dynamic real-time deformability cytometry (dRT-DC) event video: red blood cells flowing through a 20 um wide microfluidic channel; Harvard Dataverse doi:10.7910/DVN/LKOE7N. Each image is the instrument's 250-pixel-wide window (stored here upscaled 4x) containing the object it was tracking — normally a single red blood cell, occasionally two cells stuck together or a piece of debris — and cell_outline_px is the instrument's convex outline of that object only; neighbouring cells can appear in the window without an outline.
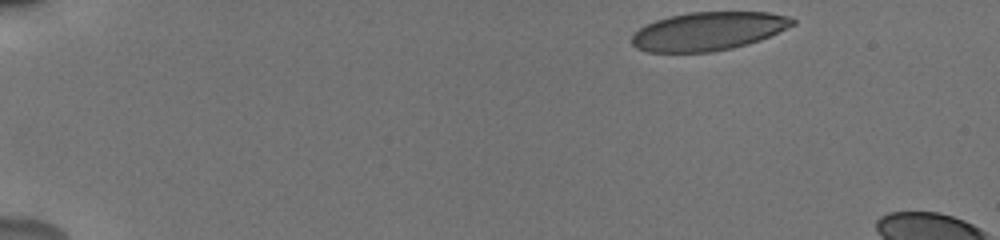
{"species": "human", "species_latin": "Homo sapiens", "temperature_condition": "cold", "stored_images_in_passage": 10, "camera_frame_rate_fps": 3000, "um_per_image_px": 0.085, "donor": {"sex": "male"}, "frame": {"image": 1, "passage_image": 1, "time_ms": 0.0, "image_size_px": [1000, 240], "cell_outline_px": [[796, 24], [760, 40], [748, 44], [732, 48], [712, 52], [648, 52], [636, 48], [632, 44], [632, 36], [644, 24], [668, 16], [688, 12], [768, 12], [792, 16], [796, 20]], "centroid_in_image_um": [60.22, 2.64], "position_along_channel_um": 24.8, "area_um2": 36.24}}